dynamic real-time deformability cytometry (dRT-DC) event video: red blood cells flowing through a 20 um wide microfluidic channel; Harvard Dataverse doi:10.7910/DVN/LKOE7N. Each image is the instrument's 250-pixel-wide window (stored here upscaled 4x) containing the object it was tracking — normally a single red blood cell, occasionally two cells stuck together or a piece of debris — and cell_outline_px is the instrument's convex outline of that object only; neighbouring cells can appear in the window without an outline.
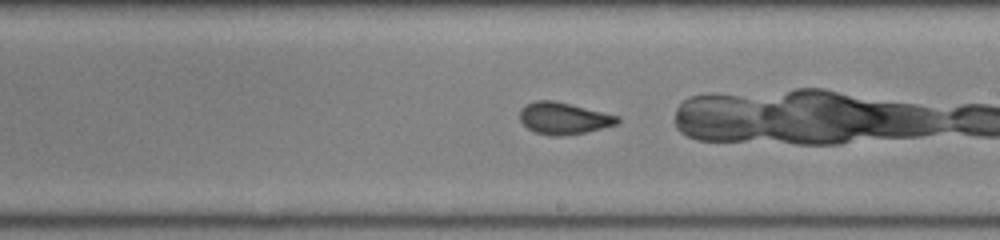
{"species": "common noctule bat (a hibernating species)", "species_latin": "Nyctalus noctula", "temperature_condition": "room temperature", "stored_images_in_passage": 36, "camera_frame_rate_fps": 3000, "um_per_image_px": 0.085, "animal": {"sex": "female", "body_mass_g": 22.0, "forearm_length_mm": 56.7}, "frame": {"image": 1, "passage_image": 22, "time_ms": 7.0, "image_size_px": [1000, 240], "cell_outline_px": [[620, 120], [616, 124], [584, 132], [556, 136], [552, 136], [536, 132], [528, 128], [520, 120], [520, 108], [536, 100], [552, 100], [572, 104], [620, 116]], "centroid_in_image_um": [47.91, 10.04], "position_along_channel_um": 241.1, "area_um2": 17.86}}